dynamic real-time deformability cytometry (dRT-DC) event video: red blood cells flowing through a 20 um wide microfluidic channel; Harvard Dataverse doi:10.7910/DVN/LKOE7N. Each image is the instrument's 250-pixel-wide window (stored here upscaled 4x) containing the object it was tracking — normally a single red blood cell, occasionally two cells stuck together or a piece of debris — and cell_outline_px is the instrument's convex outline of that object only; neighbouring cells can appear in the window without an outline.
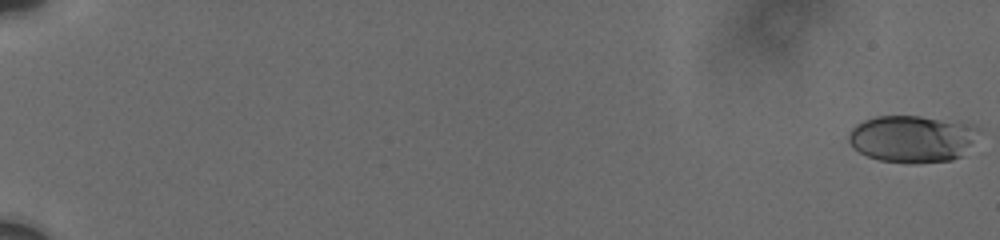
{"species": "human", "species_latin": "Homo sapiens", "temperature_condition": "cold", "stored_images_in_passage": 6, "camera_frame_rate_fps": 3000, "um_per_image_px": 0.085, "donor": {"sex": "male"}, "frame": {"image": 1, "passage_image": 1, "time_ms": 0.0, "image_size_px": [1000, 240], "cell_outline_px": [[980, 132], [960, 156], [952, 160], [916, 164], [908, 164], [880, 160], [868, 156], [860, 152], [848, 140], [848, 132], [856, 124], [864, 120], [876, 116], [920, 116], [960, 120], [972, 124], [980, 128]], "centroid_in_image_um": [77.56, 11.78], "position_along_channel_um": 7.4, "area_um2": 36.07}}